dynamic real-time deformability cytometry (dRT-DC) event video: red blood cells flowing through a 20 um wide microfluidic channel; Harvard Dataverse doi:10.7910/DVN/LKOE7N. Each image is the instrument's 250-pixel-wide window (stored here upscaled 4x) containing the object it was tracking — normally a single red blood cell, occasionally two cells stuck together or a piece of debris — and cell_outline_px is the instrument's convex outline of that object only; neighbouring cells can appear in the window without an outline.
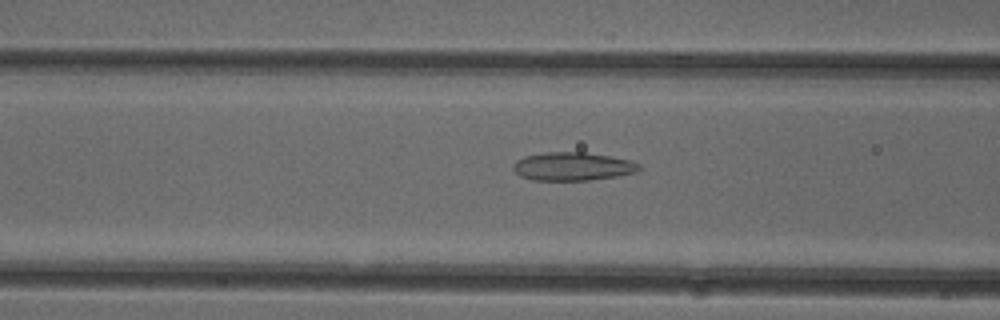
{"species": "common noctule bat (a hibernating species)", "species_latin": "Nyctalus noctula", "temperature_condition": "cold", "stored_images_in_passage": 51, "camera_frame_rate_fps": 3000, "um_per_image_px": 0.085, "animal": {"sex": "female"}, "frame": {"image": 1, "passage_image": 20, "time_ms": 6.333, "image_size_px": [1000, 320], "cell_outline_px": [[640, 168], [636, 172], [616, 176], [588, 180], [532, 180], [520, 176], [512, 168], [512, 164], [516, 160], [524, 156], [544, 152], [584, 152], [632, 160], [640, 164]], "centroid_in_image_um": [48.64, 14.14], "position_along_channel_um": 118.0, "area_um2": 20.81}}
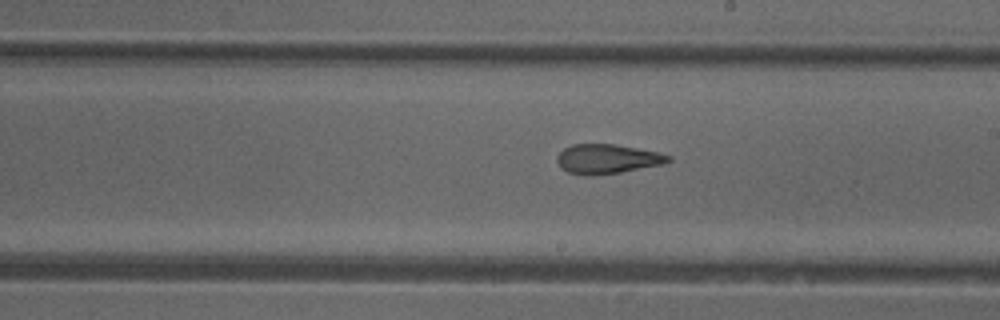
{"frame": {"image": 2, "passage_image": 29, "time_ms": 9.333, "image_size_px": [1000, 320], "cell_outline_px": [[672, 160], [664, 164], [620, 172], [592, 176], [584, 176], [568, 172], [560, 168], [556, 160], [556, 156], [564, 148], [572, 144], [616, 144], [656, 152], [672, 156]], "centroid_in_image_um": [51.58, 13.52], "position_along_channel_um": 237.4, "area_um2": 19.25}}
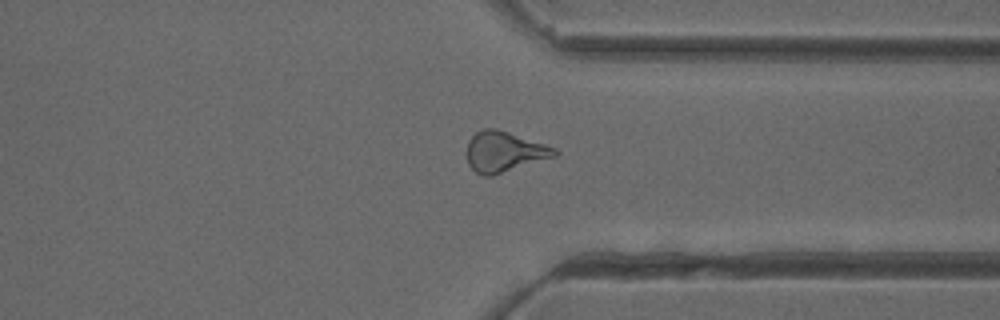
{"frame": {"image": 3, "passage_image": 39, "time_ms": 12.667, "image_size_px": [1000, 320], "cell_outline_px": [[560, 152], [556, 156], [492, 176], [480, 176], [468, 164], [464, 152], [468, 140], [476, 132], [484, 128], [496, 128], [556, 148]], "centroid_in_image_um": [42.81, 12.9], "position_along_channel_um": 368.6, "area_um2": 20.92}, "authors_computed_cell_mechanics": {"area_um2": 20.9236, "velocity_mm_per_s": 3.9711, "shape_relaxation_time_tau1_ms": null, "shape_relaxation_time_tau2_ms": 2.3555, "deformation_change_tau1": null, "deformation_change_tau2": 0.114}}